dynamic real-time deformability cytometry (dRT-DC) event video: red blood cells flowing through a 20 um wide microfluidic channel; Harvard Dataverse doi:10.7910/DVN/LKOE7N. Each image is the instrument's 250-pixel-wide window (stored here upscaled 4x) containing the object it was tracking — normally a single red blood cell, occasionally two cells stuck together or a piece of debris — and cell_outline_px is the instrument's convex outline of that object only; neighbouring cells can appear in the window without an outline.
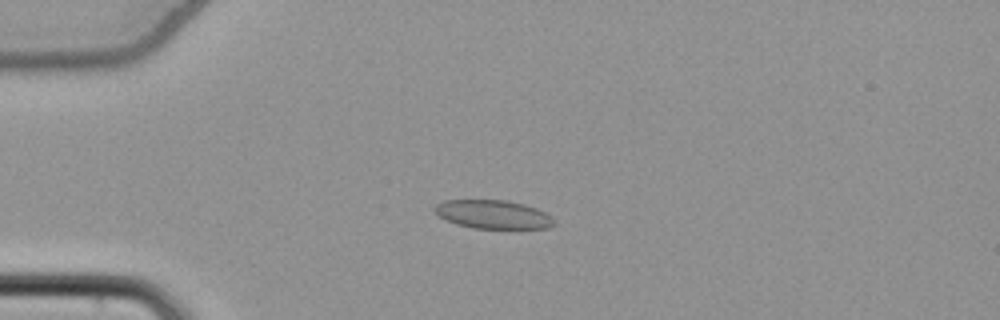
{"species": "common noctule bat (a hibernating species)", "species_latin": "Nyctalus noctula", "temperature_condition": "cold", "stored_images_in_passage": 44, "camera_frame_rate_fps": 3000, "um_per_image_px": 0.085, "animal": {"sex": "female", "body_mass_g": 22.7, "forearm_length_mm": 54.2}, "frame": {"image": 1, "passage_image": 4, "time_ms": 1.0, "image_size_px": [1000, 320], "cell_outline_px": [[556, 224], [548, 228], [472, 228], [456, 224], [440, 216], [432, 208], [436, 204], [444, 200], [508, 200], [524, 204], [536, 208], [552, 216], [556, 220]], "centroid_in_image_um": [41.94, 18.22], "position_along_channel_um": 43.1, "area_um2": 19.94}}
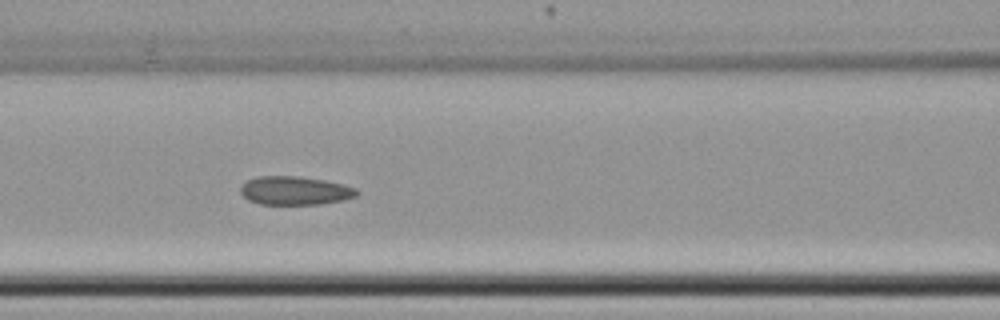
{"frame": {"image": 2, "passage_image": 14, "time_ms": 4.333, "image_size_px": [1000, 320], "cell_outline_px": [[360, 192], [356, 196], [344, 200], [320, 204], [260, 204], [248, 200], [240, 192], [240, 188], [248, 180], [260, 176], [300, 176], [324, 180], [344, 184], [356, 188]], "centroid_in_image_um": [25.11, 16.2], "position_along_channel_um": 141.5, "area_um2": 19.36}}
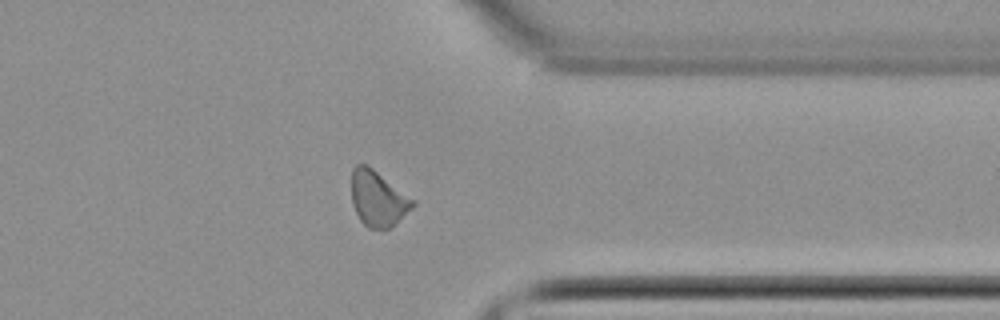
{"frame": {"image": 3, "passage_image": 33, "time_ms": 10.667, "image_size_px": [1000, 320], "cell_outline_px": [[416, 204], [412, 208], [388, 228], [368, 228], [360, 220], [352, 204], [352, 168], [356, 164], [364, 164], [372, 168], [416, 200]], "centroid_in_image_um": [32.12, 16.86], "position_along_channel_um": 379.3, "area_um2": 19.54}, "authors_computed_cell_mechanics": {"area_um2": 19.7965, "velocity_mm_per_s": 3.8418, "shape_relaxation_time_tau1_ms": null, "shape_relaxation_time_tau2_ms": 2.8887, "deformation_change_tau1": null, "deformation_change_tau2": 0.0804}}